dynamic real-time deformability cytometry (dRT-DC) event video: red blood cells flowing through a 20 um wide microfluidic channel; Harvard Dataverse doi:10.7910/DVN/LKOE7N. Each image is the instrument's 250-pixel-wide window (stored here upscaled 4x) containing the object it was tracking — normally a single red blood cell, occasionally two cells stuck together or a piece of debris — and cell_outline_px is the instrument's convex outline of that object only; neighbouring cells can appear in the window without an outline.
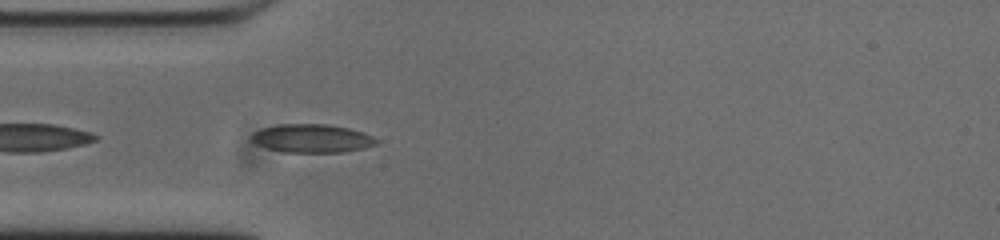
{"species": "common noctule bat (a hibernating species)", "species_latin": "Nyctalus noctula", "temperature_condition": "cold", "stored_images_in_passage": 40, "camera_frame_rate_fps": 3000, "um_per_image_px": 0.085, "animal": {"sex": "male", "body_mass_g": 20.0, "forearm_length_mm": 53.3}, "frame": {"image": 1, "passage_image": 2, "time_ms": 0.333, "image_size_px": [1000, 240], "cell_outline_px": [[380, 140], [376, 144], [364, 148], [344, 152], [284, 152], [268, 148], [256, 144], [252, 140], [252, 132], [260, 128], [280, 124], [328, 124], [348, 128], [364, 132]], "centroid_in_image_um": [26.53, 11.76], "position_along_channel_um": 58.5, "area_um2": 20.75}}
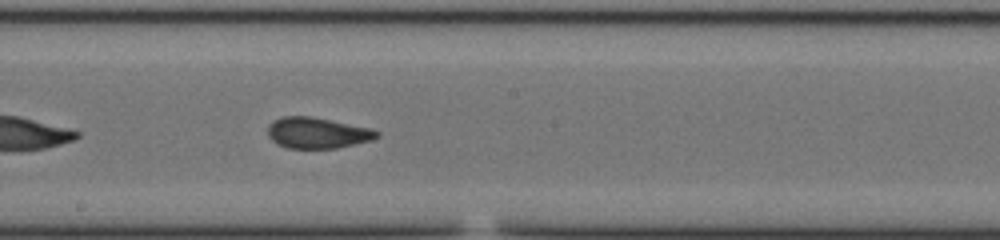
{"frame": {"image": 2, "passage_image": 15, "time_ms": 4.667, "image_size_px": [1000, 240], "cell_outline_px": [[380, 136], [372, 140], [336, 148], [288, 148], [276, 144], [268, 136], [268, 124], [272, 120], [284, 116], [312, 116], [372, 128], [380, 132]], "centroid_in_image_um": [26.97, 11.28], "position_along_channel_um": 221.2, "area_um2": 19.88}}
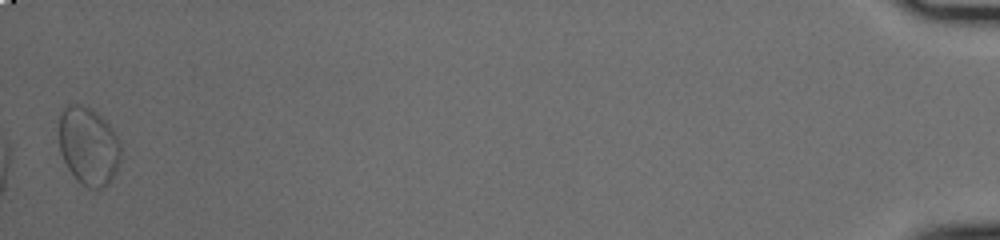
{"frame": {"image": 3, "passage_image": 40, "time_ms": 13.0, "image_size_px": [1000, 240], "cell_outline_px": [[120, 160], [116, 172], [108, 184], [100, 188], [88, 188], [68, 168], [60, 152], [60, 116], [64, 108], [68, 104], [80, 104], [92, 108], [112, 128], [120, 144]], "centroid_in_image_um": [7.53, 12.39], "position_along_channel_um": 427.7, "area_um2": 27.69}, "authors_computed_cell_mechanics": {"area_um2": 19.7098, "velocity_mm_per_s": 3.7625, "shape_relaxation_time_tau1_ms": null, "shape_relaxation_time_tau2_ms": 1.2684, "deformation_change_tau1": null, "deformation_change_tau2": 0.0614}}